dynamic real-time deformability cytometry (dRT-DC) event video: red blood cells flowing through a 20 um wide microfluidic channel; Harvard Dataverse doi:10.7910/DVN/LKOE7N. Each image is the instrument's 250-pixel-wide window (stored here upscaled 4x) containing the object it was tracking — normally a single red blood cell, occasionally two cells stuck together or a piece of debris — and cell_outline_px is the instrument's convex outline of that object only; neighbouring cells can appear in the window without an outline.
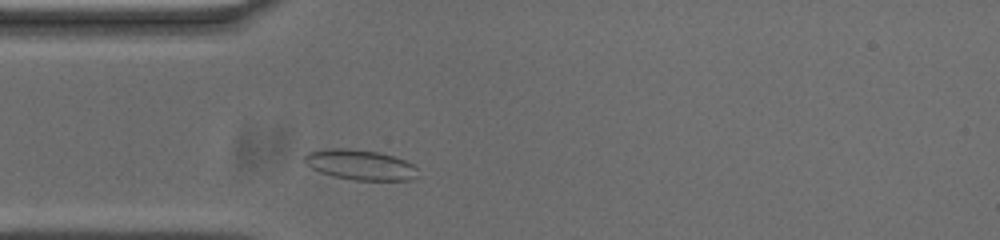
{"species": "common noctule bat (a hibernating species)", "species_latin": "Nyctalus noctula", "temperature_condition": "cold", "stored_images_in_passage": 33, "camera_frame_rate_fps": 3000, "um_per_image_px": 0.085, "animal": {"sex": "male", "body_mass_g": 20.0, "forearm_length_mm": 53.3}, "frame": {"image": 1, "passage_image": 5, "time_ms": 1.333, "image_size_px": [1000, 240], "cell_outline_px": [[416, 176], [408, 180], [356, 180], [332, 176], [320, 172], [304, 164], [304, 156], [308, 152], [328, 148], [348, 148], [376, 152], [392, 156], [404, 160], [412, 164], [416, 168]], "centroid_in_image_um": [30.55, 14.0], "position_along_channel_um": 54.4, "area_um2": 19.77}}
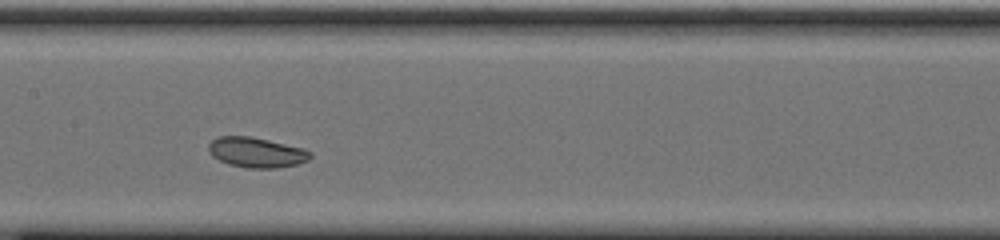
{"frame": {"image": 2, "passage_image": 16, "time_ms": 5.0, "image_size_px": [1000, 240], "cell_outline_px": [[312, 156], [308, 160], [296, 164], [276, 168], [248, 168], [228, 164], [212, 156], [208, 148], [208, 144], [212, 140], [220, 136], [248, 136], [268, 140], [304, 148], [312, 152]], "centroid_in_image_um": [21.8, 12.95], "position_along_channel_um": 185.6, "area_um2": 17.8}}
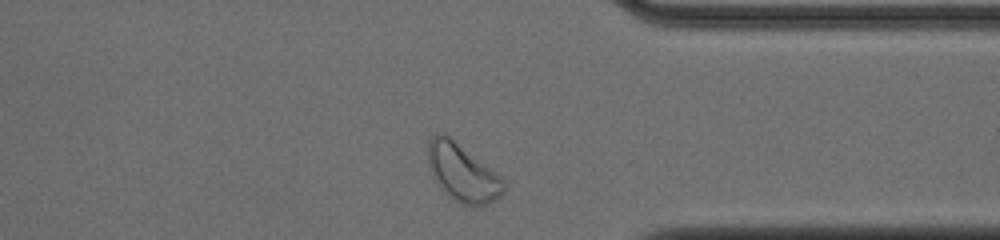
{"frame": {"image": 3, "passage_image": 32, "time_ms": 10.333, "image_size_px": [1000, 240], "cell_outline_px": [[504, 192], [496, 200], [480, 208], [472, 208], [460, 204], [448, 196], [440, 188], [432, 176], [428, 164], [428, 140], [436, 132], [440, 132], [448, 136], [496, 172], [500, 176], [504, 184]], "centroid_in_image_um": [39.3, 14.74], "position_along_channel_um": 372.1, "area_um2": 25.61}}